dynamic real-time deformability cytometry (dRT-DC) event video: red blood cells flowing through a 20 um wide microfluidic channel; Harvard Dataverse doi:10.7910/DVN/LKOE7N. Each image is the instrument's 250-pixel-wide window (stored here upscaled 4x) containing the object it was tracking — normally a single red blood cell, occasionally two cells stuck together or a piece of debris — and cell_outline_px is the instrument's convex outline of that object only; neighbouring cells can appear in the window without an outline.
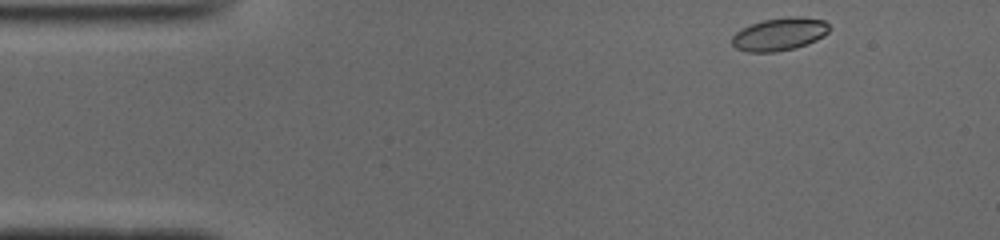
{"species": "common noctule bat (a hibernating species)", "species_latin": "Nyctalus noctula", "temperature_condition": "cold", "stored_images_in_passage": 46, "camera_frame_rate_fps": 3000, "um_per_image_px": 0.085, "animal": {"sex": "male", "body_mass_g": 19.0, "forearm_length_mm": 50.8}, "frame": {"image": 1, "passage_image": 1, "time_ms": 0.0, "image_size_px": [1000, 240], "cell_outline_px": [[832, 28], [824, 36], [808, 44], [796, 48], [776, 52], [748, 52], [736, 48], [732, 44], [732, 36], [736, 32], [752, 24], [764, 20], [788, 16], [800, 16], [824, 20]], "centroid_in_image_um": [66.3, 2.9], "position_along_channel_um": 18.7, "area_um2": 18.73}}
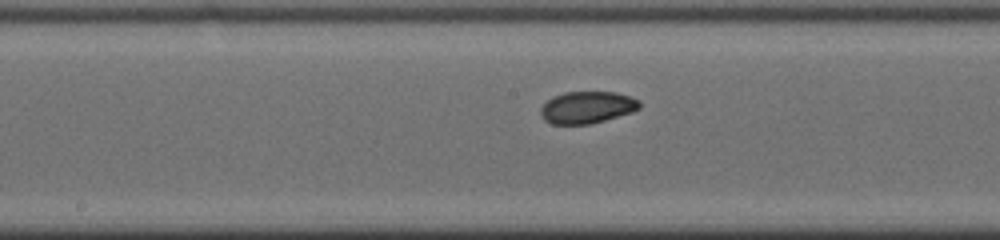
{"frame": {"image": 2, "passage_image": 21, "time_ms": 6.667, "image_size_px": [1000, 240], "cell_outline_px": [[640, 108], [632, 112], [592, 124], [552, 124], [544, 120], [540, 116], [540, 108], [552, 96], [564, 92], [616, 92], [640, 100]], "centroid_in_image_um": [49.89, 9.13], "position_along_channel_um": 198.3, "area_um2": 18.55}}
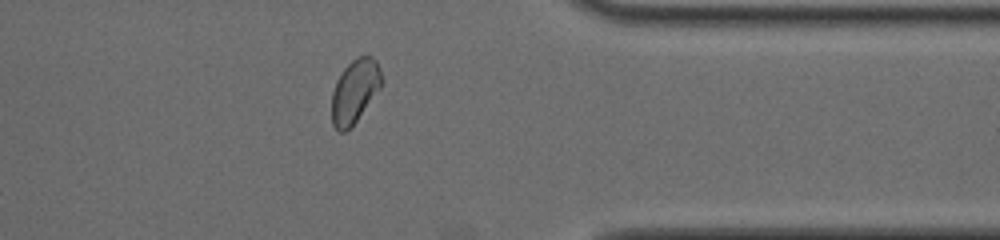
{"frame": {"image": 3, "passage_image": 36, "time_ms": 11.667, "image_size_px": [1000, 240], "cell_outline_px": [[384, 80], [380, 88], [356, 120], [344, 132], [340, 132], [332, 124], [332, 92], [336, 80], [344, 68], [352, 60], [360, 56], [372, 56], [376, 60]], "centroid_in_image_um": [30.16, 7.72], "position_along_channel_um": 381.2, "area_um2": 18.21}, "authors_computed_cell_mechanics": {"area_um2": 18.6694, "velocity_mm_per_s": 3.9112, "shape_relaxation_time_tau1_ms": 4.7899, "shape_relaxation_time_tau2_ms": 3.8633, "deformation_change_tau1": 0.1104, "deformation_change_tau2": 0.0512}}